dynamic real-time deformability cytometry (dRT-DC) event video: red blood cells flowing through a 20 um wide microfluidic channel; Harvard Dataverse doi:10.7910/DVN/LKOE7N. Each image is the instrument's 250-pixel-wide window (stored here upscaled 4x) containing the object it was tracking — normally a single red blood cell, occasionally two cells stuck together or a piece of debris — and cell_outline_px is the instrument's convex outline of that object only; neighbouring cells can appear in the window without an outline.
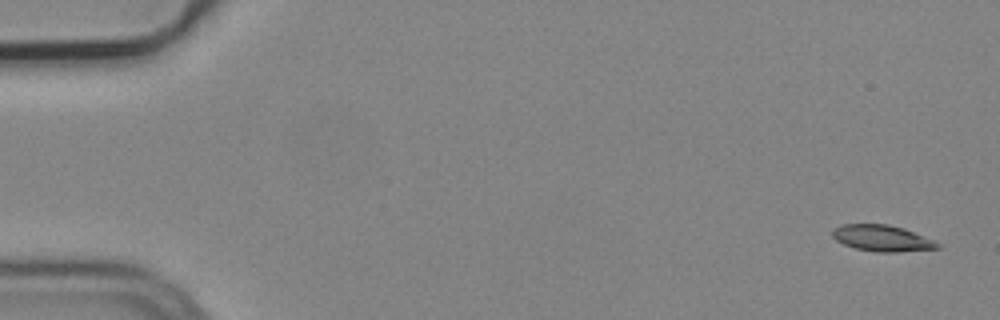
{"species": "common noctule bat (a hibernating species)", "species_latin": "Nyctalus noctula", "temperature_condition": "cold", "stored_images_in_passage": 5, "camera_frame_rate_fps": 3000, "um_per_image_px": 0.085, "animal": {"sex": "male", "body_mass_g": 19.2, "forearm_length_mm": 51.8}, "frame": {"image": 1, "passage_image": 1, "time_ms": 0.0, "image_size_px": [1000, 320], "cell_outline_px": [[940, 248], [896, 252], [876, 252], [856, 248], [844, 244], [836, 240], [832, 236], [832, 232], [840, 224], [888, 224], [904, 228], [936, 240], [940, 244]], "centroid_in_image_um": [75.02, 20.24], "position_along_channel_um": 10.0, "area_um2": 16.13}}